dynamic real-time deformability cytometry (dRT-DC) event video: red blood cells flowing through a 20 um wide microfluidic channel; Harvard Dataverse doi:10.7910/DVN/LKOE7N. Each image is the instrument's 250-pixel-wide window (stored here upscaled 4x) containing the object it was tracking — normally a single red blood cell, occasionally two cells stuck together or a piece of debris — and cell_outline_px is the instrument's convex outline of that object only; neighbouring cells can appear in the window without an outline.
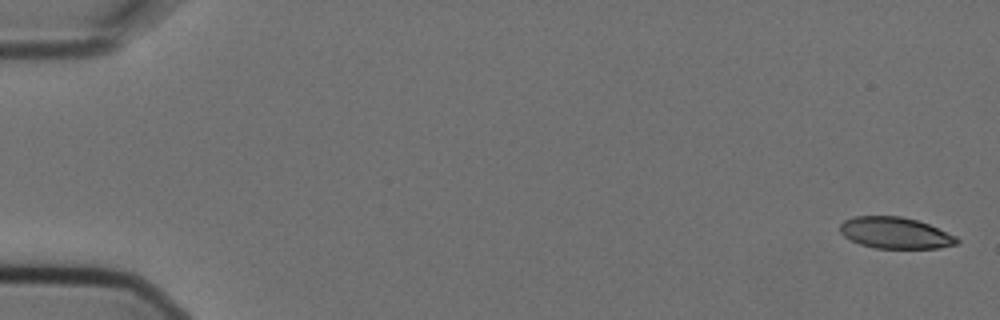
{"species": "Egyptian fruit bat (a non-hibernating species)", "species_latin": "Rousettus aegyptiacus", "temperature_condition": "cold", "stored_images_in_passage": 9, "camera_frame_rate_fps": 3000, "um_per_image_px": 0.085, "animal": {"sex": "female"}, "frame": {"image": 1, "passage_image": 1, "time_ms": 0.0, "image_size_px": [1000, 320], "cell_outline_px": [[960, 240], [956, 244], [940, 248], [876, 248], [860, 244], [844, 236], [840, 232], [840, 224], [844, 220], [856, 216], [900, 216], [916, 220], [928, 224], [956, 236]], "centroid_in_image_um": [76.09, 19.8], "position_along_channel_um": 8.9, "area_um2": 21.21}}
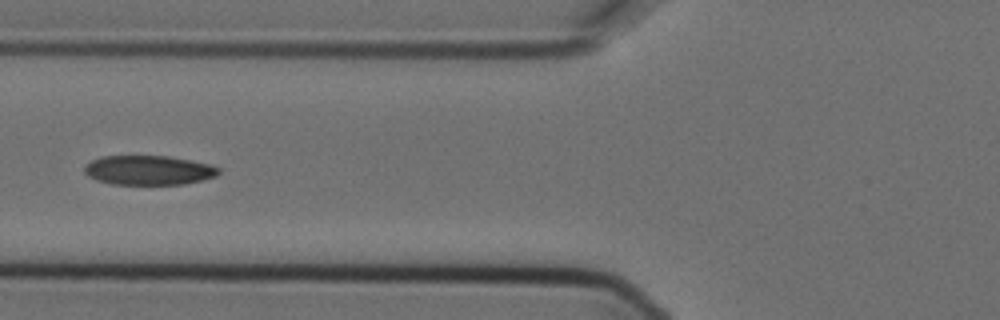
{"frame": {"image": 2, "passage_image": 7, "time_ms": 2.0, "image_size_px": [1000, 320], "cell_outline_px": [[220, 172], [216, 176], [184, 184], [112, 184], [96, 180], [88, 176], [84, 172], [84, 168], [92, 160], [100, 156], [168, 156], [212, 164], [220, 168]], "centroid_in_image_um": [12.64, 14.46], "position_along_channel_um": 113.2, "area_um2": 23.0}}
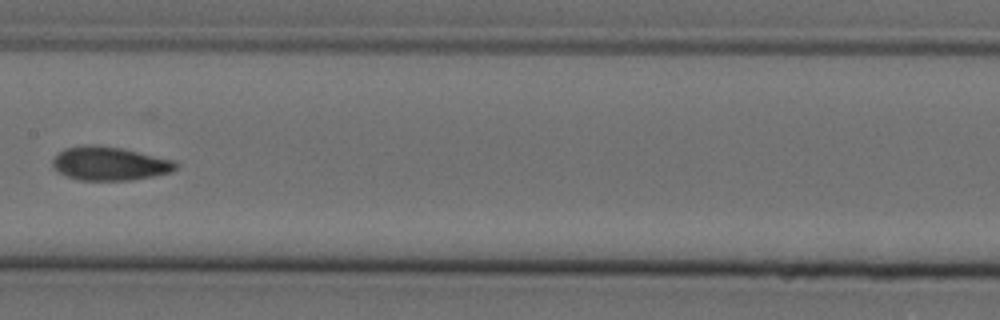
{"frame": {"image": 3, "passage_image": 9, "time_ms": 2.667, "image_size_px": [1000, 320], "cell_outline_px": [[180, 164], [172, 172], [132, 180], [80, 180], [68, 176], [60, 172], [52, 164], [52, 160], [64, 148], [92, 144], [120, 148], [176, 160]], "centroid_in_image_um": [9.37, 13.9], "position_along_channel_um": 198.0, "area_um2": 23.99}}